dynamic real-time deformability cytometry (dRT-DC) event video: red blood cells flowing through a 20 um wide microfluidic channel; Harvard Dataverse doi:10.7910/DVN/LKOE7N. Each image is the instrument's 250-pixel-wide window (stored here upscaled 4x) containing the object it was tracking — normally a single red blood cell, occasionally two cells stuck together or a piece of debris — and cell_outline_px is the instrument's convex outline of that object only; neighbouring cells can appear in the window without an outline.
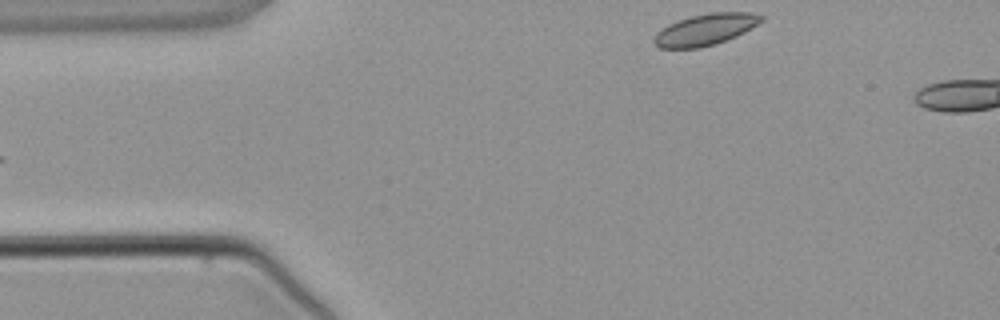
{"species": "common noctule bat (a hibernating species)", "species_latin": "Nyctalus noctula", "temperature_condition": "warm", "stored_images_in_passage": 4, "segment_of_instrument_passage": [2, 2], "camera_frame_rate_fps": 3000, "um_per_image_px": 0.085, "animal": {"sex": "male", "body_mass_g": 21.5, "forearm_length_mm": 52.0}, "frame": {"image": 1, "passage_image": 4, "time_ms": 4.333, "image_size_px": [1000, 320], "cell_outline_px": [[764, 20], [744, 32], [736, 36], [716, 44], [700, 48], [660, 48], [652, 44], [652, 40], [656, 32], [668, 24], [692, 16], [708, 12], [752, 12], [764, 16]], "centroid_in_image_um": [59.94, 2.51], "position_along_channel_um": 25.1, "area_um2": 19.77}}